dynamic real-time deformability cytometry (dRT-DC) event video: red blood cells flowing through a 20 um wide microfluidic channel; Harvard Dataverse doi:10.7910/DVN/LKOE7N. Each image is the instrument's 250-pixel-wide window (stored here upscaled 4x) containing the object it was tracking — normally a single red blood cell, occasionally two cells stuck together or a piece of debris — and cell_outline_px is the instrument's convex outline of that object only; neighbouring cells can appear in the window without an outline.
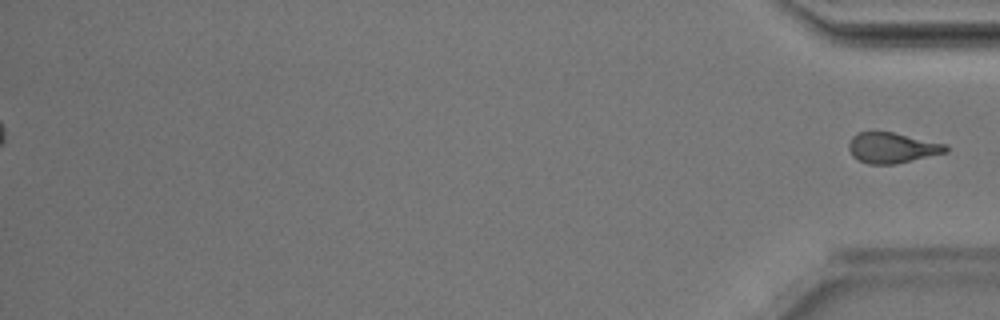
{"species": "Egyptian fruit bat (a non-hibernating species)", "species_latin": "Rousettus aegyptiacus", "temperature_condition": "room temperature", "stored_images_in_passage": 50, "segment_of_instrument_passage": [2, 2], "camera_frame_rate_fps": 3000, "um_per_image_px": 0.085, "animal": {"sex": "male"}, "frame": {"image": 1, "passage_image": 50, "time_ms": 16.333, "image_size_px": [1000, 320], "cell_outline_px": [[948, 152], [896, 164], [868, 164], [852, 156], [848, 148], [848, 144], [852, 136], [856, 132], [892, 132], [948, 144]], "centroid_in_image_um": [75.84, 12.56], "position_along_channel_um": 359.4, "area_um2": 17.34}}